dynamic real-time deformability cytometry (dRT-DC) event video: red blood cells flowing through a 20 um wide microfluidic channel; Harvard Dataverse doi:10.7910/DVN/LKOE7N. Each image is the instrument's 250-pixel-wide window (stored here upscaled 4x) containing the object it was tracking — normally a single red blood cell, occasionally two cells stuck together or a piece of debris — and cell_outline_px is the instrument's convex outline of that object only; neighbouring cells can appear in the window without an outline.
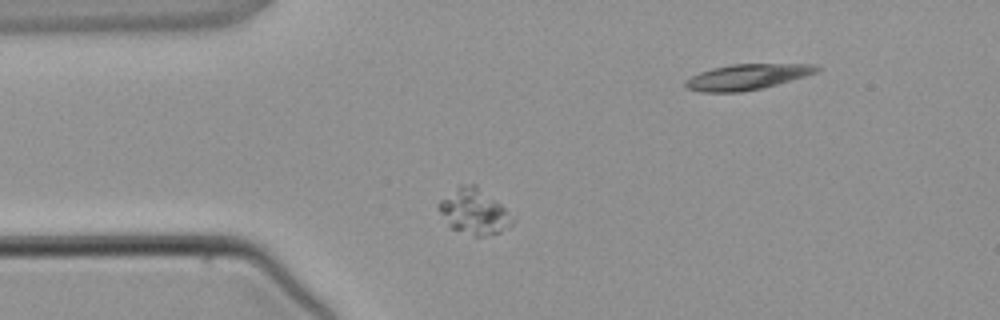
{"species": "common noctule bat (a hibernating species)", "species_latin": "Nyctalus noctula", "temperature_condition": "warm", "stored_images_in_passage": 3, "camera_frame_rate_fps": 3000, "um_per_image_px": 0.085, "animal": {"sex": "male", "body_mass_g": 21.5, "forearm_length_mm": 52.0}, "frame": {"image": 1, "passage_image": 1, "time_ms": 0.0, "image_size_px": [1000, 320], "cell_outline_px": [[516, 220], [512, 224], [500, 232], [484, 236], [476, 236], [452, 228], [448, 224], [436, 208], [436, 204], [440, 200], [460, 184], [476, 184], [500, 204]], "centroid_in_image_um": [40.27, 17.97], "position_along_channel_um": 44.7, "area_um2": 19.36}}